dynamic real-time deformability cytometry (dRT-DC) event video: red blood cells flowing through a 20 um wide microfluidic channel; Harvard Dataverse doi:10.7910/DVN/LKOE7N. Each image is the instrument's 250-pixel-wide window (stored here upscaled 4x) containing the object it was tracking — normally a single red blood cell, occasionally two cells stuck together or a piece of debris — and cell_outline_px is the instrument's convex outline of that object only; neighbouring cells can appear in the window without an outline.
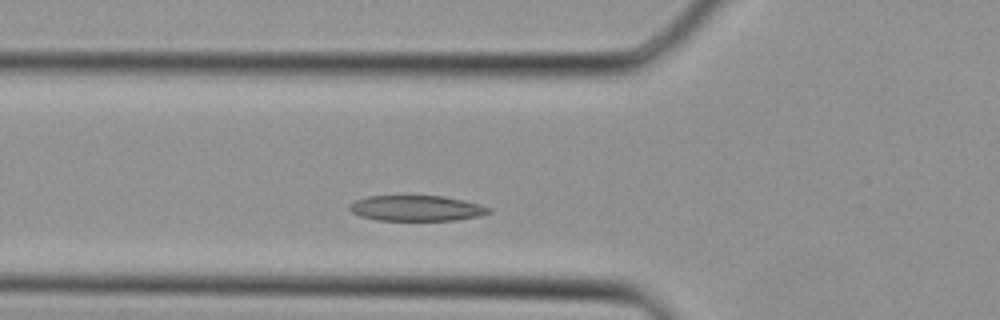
{"species": "Egyptian fruit bat (a non-hibernating species)", "species_latin": "Rousettus aegyptiacus", "temperature_condition": "cold", "stored_images_in_passage": 28, "camera_frame_rate_fps": 3000, "um_per_image_px": 0.085, "animal": {"sex": "female"}, "frame": {"image": 1, "passage_image": 3, "time_ms": 0.667, "image_size_px": [1000, 320], "cell_outline_px": [[492, 212], [480, 216], [456, 220], [376, 220], [360, 216], [352, 212], [348, 208], [348, 204], [356, 200], [368, 196], [444, 196], [464, 200], [480, 204], [492, 208]], "centroid_in_image_um": [35.42, 17.7], "position_along_channel_um": 90.4, "area_um2": 20.87}}
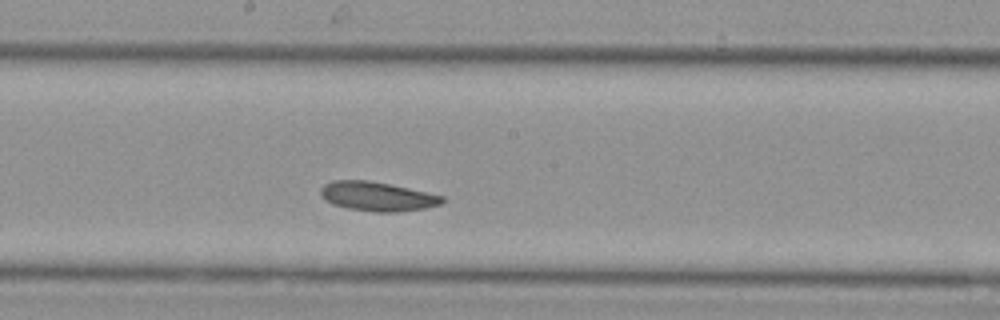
{"frame": {"image": 2, "passage_image": 10, "time_ms": 3.0, "image_size_px": [1000, 320], "cell_outline_px": [[444, 200], [440, 204], [424, 208], [396, 212], [372, 212], [348, 208], [332, 204], [320, 192], [320, 188], [324, 184], [332, 180], [368, 180], [408, 188], [444, 196]], "centroid_in_image_um": [32.06, 16.69], "position_along_channel_um": 216.1, "area_um2": 20.46}}
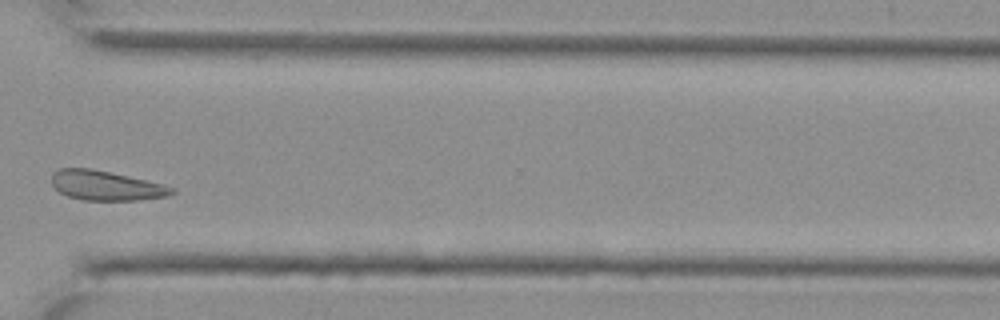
{"frame": {"image": 3, "passage_image": 18, "time_ms": 5.667, "image_size_px": [1000, 320], "cell_outline_px": [[176, 192], [168, 196], [140, 200], [80, 200], [68, 196], [60, 192], [52, 184], [52, 172], [60, 168], [92, 168], [144, 180], [176, 188]], "centroid_in_image_um": [8.99, 15.78], "position_along_channel_um": 361.6, "area_um2": 20.63}}